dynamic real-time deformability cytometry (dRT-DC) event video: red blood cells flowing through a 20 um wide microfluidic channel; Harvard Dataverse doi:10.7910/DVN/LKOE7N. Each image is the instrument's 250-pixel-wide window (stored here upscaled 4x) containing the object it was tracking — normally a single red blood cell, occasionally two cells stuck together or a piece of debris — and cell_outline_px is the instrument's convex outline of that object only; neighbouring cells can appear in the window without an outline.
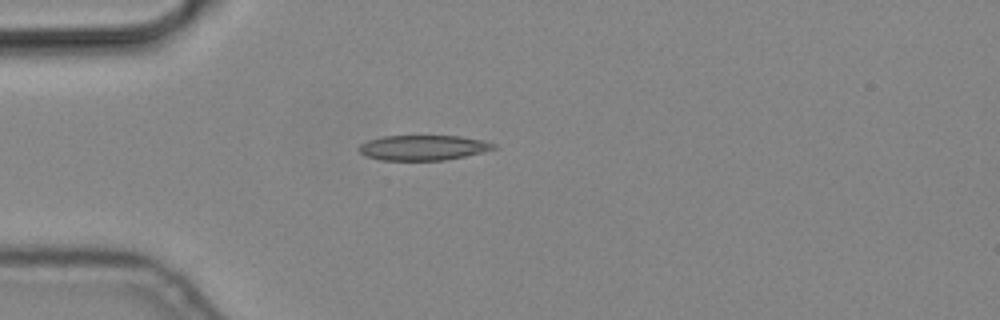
{"species": "common noctule bat (a hibernating species)", "species_latin": "Nyctalus noctula", "temperature_condition": "cold", "stored_images_in_passage": 2, "camera_frame_rate_fps": 3000, "um_per_image_px": 0.085, "animal": {"sex": "male", "body_mass_g": 19.2, "forearm_length_mm": 51.8}, "frame": {"image": 1, "passage_image": 2, "time_ms": 0.333, "image_size_px": [1000, 320], "cell_outline_px": [[496, 148], [484, 152], [444, 160], [380, 160], [364, 156], [356, 148], [360, 144], [368, 140], [384, 136], [460, 136], [484, 140], [496, 144]], "centroid_in_image_um": [35.95, 12.55], "position_along_channel_um": 49.1, "area_um2": 19.83}}